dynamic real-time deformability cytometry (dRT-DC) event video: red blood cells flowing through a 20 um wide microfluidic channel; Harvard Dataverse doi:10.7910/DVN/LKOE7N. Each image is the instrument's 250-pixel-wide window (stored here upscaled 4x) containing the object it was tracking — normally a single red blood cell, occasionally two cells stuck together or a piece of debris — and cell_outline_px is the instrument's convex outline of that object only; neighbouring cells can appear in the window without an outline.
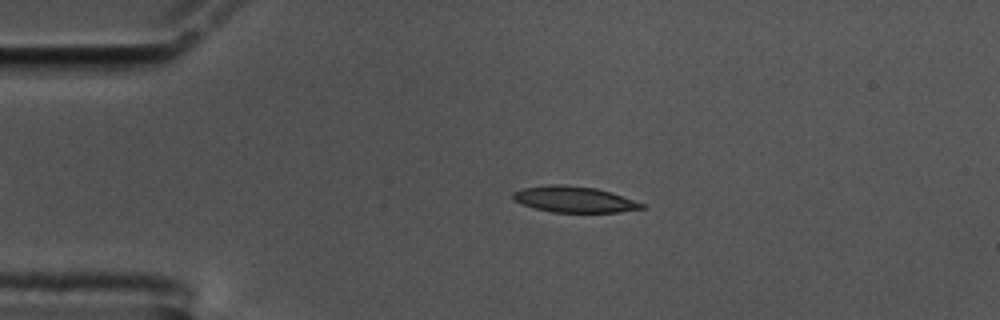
{"species": "common noctule bat (a hibernating species)", "species_latin": "Nyctalus noctula", "temperature_condition": "cold", "stored_images_in_passage": 48, "camera_frame_rate_fps": 3000, "um_per_image_px": 0.085, "animal": {"sex": "male", "body_mass_g": 17.5, "forearm_length_mm": 52.3}, "frame": {"image": 1, "passage_image": 9, "time_ms": 2.667, "image_size_px": [1000, 320], "cell_outline_px": [[644, 208], [616, 212], [552, 212], [536, 208], [512, 200], [512, 192], [520, 188], [552, 184], [564, 184], [596, 188], [612, 192], [644, 204]], "centroid_in_image_um": [48.76, 16.93], "position_along_channel_um": 36.2, "area_um2": 19.48}}
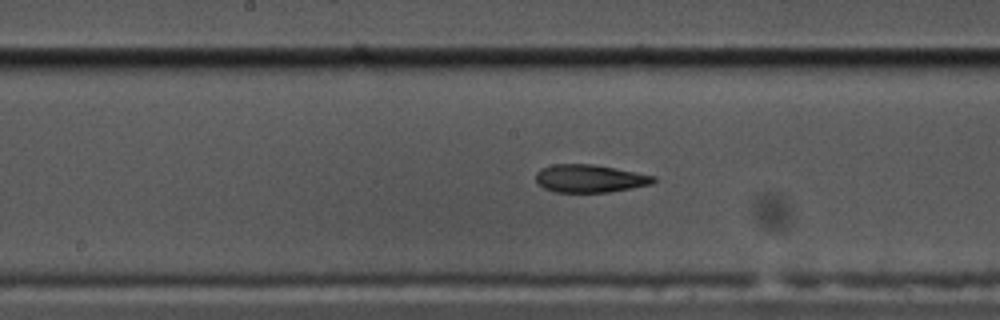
{"frame": {"image": 2, "passage_image": 26, "time_ms": 8.333, "image_size_px": [1000, 320], "cell_outline_px": [[656, 180], [652, 184], [632, 188], [608, 192], [556, 192], [544, 188], [536, 184], [536, 172], [540, 168], [552, 164], [592, 164], [616, 168], [656, 176]], "centroid_in_image_um": [50.11, 15.17], "position_along_channel_um": 198.1, "area_um2": 19.25}}
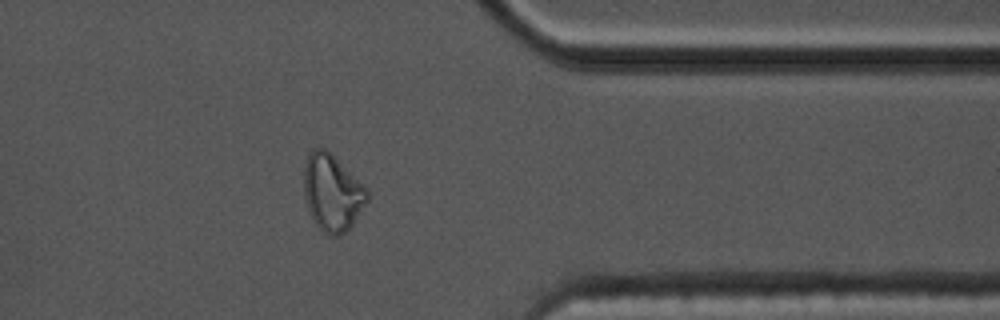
{"frame": {"image": 3, "passage_image": 43, "time_ms": 14.0, "image_size_px": [1000, 320], "cell_outline_px": [[368, 200], [352, 224], [344, 232], [336, 236], [328, 236], [316, 224], [308, 208], [304, 196], [304, 168], [308, 156], [312, 148], [324, 148], [368, 188]], "centroid_in_image_um": [28.24, 16.38], "position_along_channel_um": 383.2, "area_um2": 27.8}, "authors_computed_cell_mechanics": {"area_um2": 19.652, "velocity_mm_per_s": 3.4717, "shape_relaxation_time_tau1_ms": null, "shape_relaxation_time_tau2_ms": 3.7941, "deformation_change_tau1": null, "deformation_change_tau2": 0.114}}